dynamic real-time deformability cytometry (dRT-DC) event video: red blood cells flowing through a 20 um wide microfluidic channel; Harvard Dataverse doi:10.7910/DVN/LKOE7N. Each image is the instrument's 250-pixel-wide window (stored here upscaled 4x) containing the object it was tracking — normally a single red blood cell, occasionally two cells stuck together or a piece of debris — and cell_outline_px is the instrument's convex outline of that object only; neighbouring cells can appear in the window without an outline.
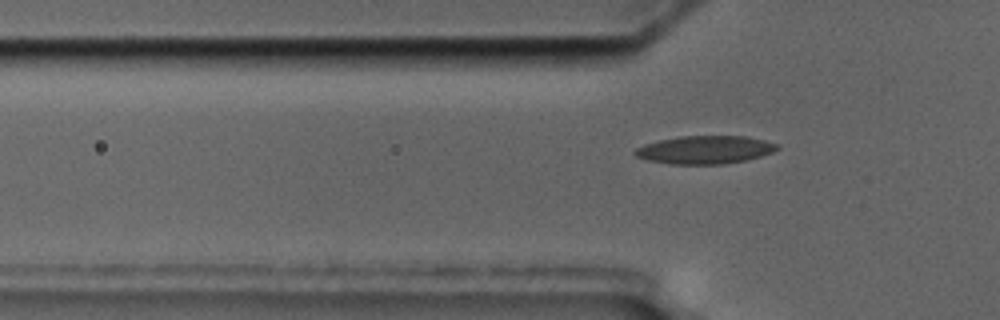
{"species": "common noctule bat (a hibernating species)", "species_latin": "Nyctalus noctula", "temperature_condition": "cold", "stored_images_in_passage": 7, "segment_of_instrument_passage": [2, 2], "camera_frame_rate_fps": 3000, "um_per_image_px": 0.085, "animal": {"sex": "male", "body_mass_g": 17.5, "forearm_length_mm": 52.3}, "frame": {"image": 1, "passage_image": 7, "time_ms": 7.667, "image_size_px": [1000, 320], "cell_outline_px": [[780, 148], [772, 152], [748, 160], [724, 164], [672, 164], [648, 160], [636, 156], [632, 152], [636, 148], [644, 144], [660, 140], [680, 136], [748, 136], [780, 144]], "centroid_in_image_um": [59.95, 12.73], "position_along_channel_um": 65.8, "area_um2": 23.35}}